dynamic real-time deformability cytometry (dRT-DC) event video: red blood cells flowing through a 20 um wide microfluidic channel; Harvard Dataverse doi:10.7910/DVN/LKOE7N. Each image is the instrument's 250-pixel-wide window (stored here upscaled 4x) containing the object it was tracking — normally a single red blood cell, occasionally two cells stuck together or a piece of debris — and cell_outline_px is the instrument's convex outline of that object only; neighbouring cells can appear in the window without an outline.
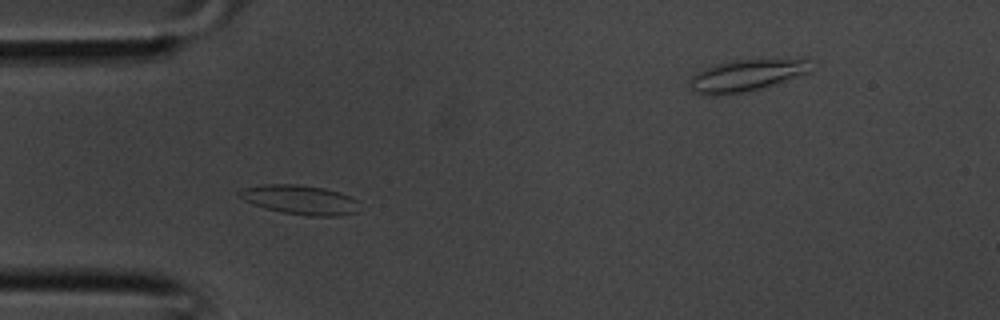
{"species": "common noctule bat (a hibernating species)", "species_latin": "Nyctalus noctula", "temperature_condition": "room temperature", "stored_images_in_passage": 30, "camera_frame_rate_fps": 3000, "um_per_image_px": 0.085, "animal": {"sex": "male", "body_mass_g": 20.1, "forearm_length_mm": 53.5}, "frame": {"image": 1, "passage_image": 9, "time_ms": 2.667, "image_size_px": [1000, 320], "cell_outline_px": [[356, 212], [336, 216], [308, 216], [284, 212], [264, 208], [252, 204], [244, 200], [236, 192], [244, 188], [260, 184], [296, 184], [324, 188], [340, 192], [356, 200]], "centroid_in_image_um": [25.44, 16.97], "position_along_channel_um": 59.6, "area_um2": 20.35}}
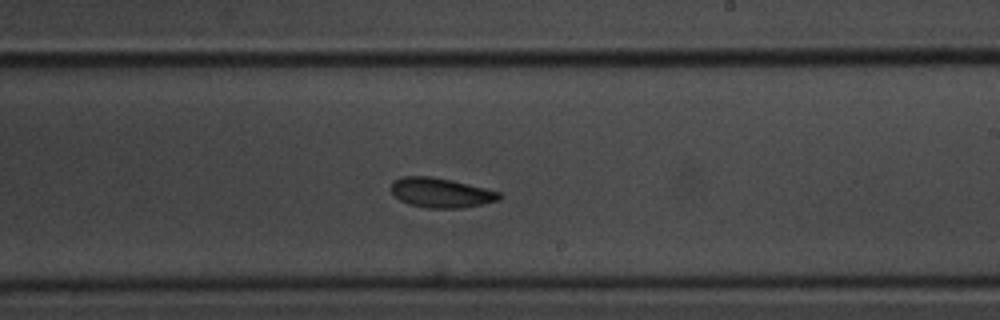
{"frame": {"image": 2, "passage_image": 20, "time_ms": 6.333, "image_size_px": [1000, 320], "cell_outline_px": [[504, 196], [500, 200], [484, 204], [460, 208], [428, 208], [408, 204], [400, 200], [392, 192], [392, 180], [400, 176], [432, 176], [452, 180], [500, 192]], "centroid_in_image_um": [37.49, 16.38], "position_along_channel_um": 251.5, "area_um2": 18.84}}
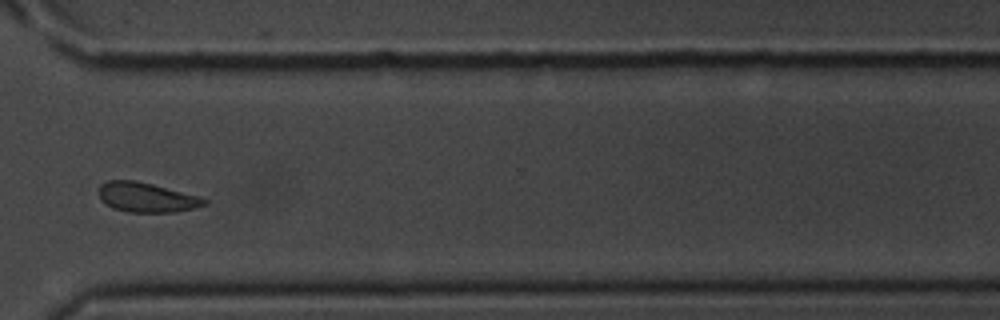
{"frame": {"image": 3, "passage_image": 26, "time_ms": 8.333, "image_size_px": [1000, 320], "cell_outline_px": [[208, 204], [196, 208], [176, 212], [128, 212], [112, 208], [100, 200], [100, 184], [108, 180], [136, 180], [200, 196], [208, 200]], "centroid_in_image_um": [12.49, 16.78], "position_along_channel_um": 358.1, "area_um2": 18.38}}